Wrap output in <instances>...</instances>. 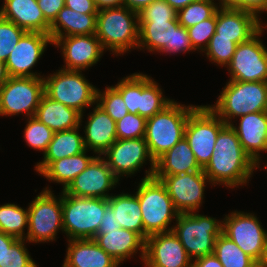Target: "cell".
<instances>
[{
    "instance_id": "obj_28",
    "label": "cell",
    "mask_w": 267,
    "mask_h": 267,
    "mask_svg": "<svg viewBox=\"0 0 267 267\" xmlns=\"http://www.w3.org/2000/svg\"><path fill=\"white\" fill-rule=\"evenodd\" d=\"M76 127L69 130L54 132L43 160L37 162L35 170L39 175L53 162L64 157H70L86 151L83 136Z\"/></svg>"
},
{
    "instance_id": "obj_31",
    "label": "cell",
    "mask_w": 267,
    "mask_h": 267,
    "mask_svg": "<svg viewBox=\"0 0 267 267\" xmlns=\"http://www.w3.org/2000/svg\"><path fill=\"white\" fill-rule=\"evenodd\" d=\"M108 198V207L114 212L121 228L138 233L144 239L142 212L135 194L121 193Z\"/></svg>"
},
{
    "instance_id": "obj_40",
    "label": "cell",
    "mask_w": 267,
    "mask_h": 267,
    "mask_svg": "<svg viewBox=\"0 0 267 267\" xmlns=\"http://www.w3.org/2000/svg\"><path fill=\"white\" fill-rule=\"evenodd\" d=\"M237 44L231 39L211 38L204 53L212 63L226 67L232 60Z\"/></svg>"
},
{
    "instance_id": "obj_3",
    "label": "cell",
    "mask_w": 267,
    "mask_h": 267,
    "mask_svg": "<svg viewBox=\"0 0 267 267\" xmlns=\"http://www.w3.org/2000/svg\"><path fill=\"white\" fill-rule=\"evenodd\" d=\"M225 124L256 112H267V82L229 80L213 105H207Z\"/></svg>"
},
{
    "instance_id": "obj_25",
    "label": "cell",
    "mask_w": 267,
    "mask_h": 267,
    "mask_svg": "<svg viewBox=\"0 0 267 267\" xmlns=\"http://www.w3.org/2000/svg\"><path fill=\"white\" fill-rule=\"evenodd\" d=\"M68 247L62 267H119L93 239L67 240Z\"/></svg>"
},
{
    "instance_id": "obj_47",
    "label": "cell",
    "mask_w": 267,
    "mask_h": 267,
    "mask_svg": "<svg viewBox=\"0 0 267 267\" xmlns=\"http://www.w3.org/2000/svg\"><path fill=\"white\" fill-rule=\"evenodd\" d=\"M45 19L51 24L59 11L65 6V0H37Z\"/></svg>"
},
{
    "instance_id": "obj_44",
    "label": "cell",
    "mask_w": 267,
    "mask_h": 267,
    "mask_svg": "<svg viewBox=\"0 0 267 267\" xmlns=\"http://www.w3.org/2000/svg\"><path fill=\"white\" fill-rule=\"evenodd\" d=\"M26 241V239H17L5 251L3 267H38L26 248Z\"/></svg>"
},
{
    "instance_id": "obj_41",
    "label": "cell",
    "mask_w": 267,
    "mask_h": 267,
    "mask_svg": "<svg viewBox=\"0 0 267 267\" xmlns=\"http://www.w3.org/2000/svg\"><path fill=\"white\" fill-rule=\"evenodd\" d=\"M147 119L139 114L128 113L116 122L117 139L144 138Z\"/></svg>"
},
{
    "instance_id": "obj_53",
    "label": "cell",
    "mask_w": 267,
    "mask_h": 267,
    "mask_svg": "<svg viewBox=\"0 0 267 267\" xmlns=\"http://www.w3.org/2000/svg\"><path fill=\"white\" fill-rule=\"evenodd\" d=\"M158 0H123V6L139 13L143 8Z\"/></svg>"
},
{
    "instance_id": "obj_54",
    "label": "cell",
    "mask_w": 267,
    "mask_h": 267,
    "mask_svg": "<svg viewBox=\"0 0 267 267\" xmlns=\"http://www.w3.org/2000/svg\"><path fill=\"white\" fill-rule=\"evenodd\" d=\"M98 10L123 6V0H94Z\"/></svg>"
},
{
    "instance_id": "obj_16",
    "label": "cell",
    "mask_w": 267,
    "mask_h": 267,
    "mask_svg": "<svg viewBox=\"0 0 267 267\" xmlns=\"http://www.w3.org/2000/svg\"><path fill=\"white\" fill-rule=\"evenodd\" d=\"M119 179L108 166L105 158L96 156L69 186L64 190L68 195L76 197H92L108 199V193L119 184Z\"/></svg>"
},
{
    "instance_id": "obj_45",
    "label": "cell",
    "mask_w": 267,
    "mask_h": 267,
    "mask_svg": "<svg viewBox=\"0 0 267 267\" xmlns=\"http://www.w3.org/2000/svg\"><path fill=\"white\" fill-rule=\"evenodd\" d=\"M177 11L165 0H158L138 13L139 21H178Z\"/></svg>"
},
{
    "instance_id": "obj_22",
    "label": "cell",
    "mask_w": 267,
    "mask_h": 267,
    "mask_svg": "<svg viewBox=\"0 0 267 267\" xmlns=\"http://www.w3.org/2000/svg\"><path fill=\"white\" fill-rule=\"evenodd\" d=\"M93 240L119 264L135 255L138 250L143 261L145 240L136 232L124 228L98 231Z\"/></svg>"
},
{
    "instance_id": "obj_59",
    "label": "cell",
    "mask_w": 267,
    "mask_h": 267,
    "mask_svg": "<svg viewBox=\"0 0 267 267\" xmlns=\"http://www.w3.org/2000/svg\"><path fill=\"white\" fill-rule=\"evenodd\" d=\"M262 167H265L264 169H266V171H267V163L265 164V166H262Z\"/></svg>"
},
{
    "instance_id": "obj_7",
    "label": "cell",
    "mask_w": 267,
    "mask_h": 267,
    "mask_svg": "<svg viewBox=\"0 0 267 267\" xmlns=\"http://www.w3.org/2000/svg\"><path fill=\"white\" fill-rule=\"evenodd\" d=\"M173 233L192 261L214 253L216 238L222 233L223 221L200 215L197 211L179 213Z\"/></svg>"
},
{
    "instance_id": "obj_48",
    "label": "cell",
    "mask_w": 267,
    "mask_h": 267,
    "mask_svg": "<svg viewBox=\"0 0 267 267\" xmlns=\"http://www.w3.org/2000/svg\"><path fill=\"white\" fill-rule=\"evenodd\" d=\"M65 6L82 14H97L94 0H65Z\"/></svg>"
},
{
    "instance_id": "obj_39",
    "label": "cell",
    "mask_w": 267,
    "mask_h": 267,
    "mask_svg": "<svg viewBox=\"0 0 267 267\" xmlns=\"http://www.w3.org/2000/svg\"><path fill=\"white\" fill-rule=\"evenodd\" d=\"M54 132L36 119L34 116L27 118V124L24 129V139L27 145L34 150H47L49 143L52 140Z\"/></svg>"
},
{
    "instance_id": "obj_33",
    "label": "cell",
    "mask_w": 267,
    "mask_h": 267,
    "mask_svg": "<svg viewBox=\"0 0 267 267\" xmlns=\"http://www.w3.org/2000/svg\"><path fill=\"white\" fill-rule=\"evenodd\" d=\"M172 101L163 95L162 89L152 77L141 73L140 116L146 119L153 117Z\"/></svg>"
},
{
    "instance_id": "obj_15",
    "label": "cell",
    "mask_w": 267,
    "mask_h": 267,
    "mask_svg": "<svg viewBox=\"0 0 267 267\" xmlns=\"http://www.w3.org/2000/svg\"><path fill=\"white\" fill-rule=\"evenodd\" d=\"M153 177L165 186L179 213L198 211L203 203L206 183H211L203 169L185 174L153 175Z\"/></svg>"
},
{
    "instance_id": "obj_57",
    "label": "cell",
    "mask_w": 267,
    "mask_h": 267,
    "mask_svg": "<svg viewBox=\"0 0 267 267\" xmlns=\"http://www.w3.org/2000/svg\"><path fill=\"white\" fill-rule=\"evenodd\" d=\"M9 75L6 69V64L3 61H0V88L8 80Z\"/></svg>"
},
{
    "instance_id": "obj_49",
    "label": "cell",
    "mask_w": 267,
    "mask_h": 267,
    "mask_svg": "<svg viewBox=\"0 0 267 267\" xmlns=\"http://www.w3.org/2000/svg\"><path fill=\"white\" fill-rule=\"evenodd\" d=\"M240 9L254 14L260 21L259 14L266 12V0H240Z\"/></svg>"
},
{
    "instance_id": "obj_14",
    "label": "cell",
    "mask_w": 267,
    "mask_h": 267,
    "mask_svg": "<svg viewBox=\"0 0 267 267\" xmlns=\"http://www.w3.org/2000/svg\"><path fill=\"white\" fill-rule=\"evenodd\" d=\"M222 233L258 262L267 241V230L253 213L232 211L225 215Z\"/></svg>"
},
{
    "instance_id": "obj_17",
    "label": "cell",
    "mask_w": 267,
    "mask_h": 267,
    "mask_svg": "<svg viewBox=\"0 0 267 267\" xmlns=\"http://www.w3.org/2000/svg\"><path fill=\"white\" fill-rule=\"evenodd\" d=\"M48 44L53 45L49 34L26 31L5 62L9 77H43L31 69L42 57Z\"/></svg>"
},
{
    "instance_id": "obj_5",
    "label": "cell",
    "mask_w": 267,
    "mask_h": 267,
    "mask_svg": "<svg viewBox=\"0 0 267 267\" xmlns=\"http://www.w3.org/2000/svg\"><path fill=\"white\" fill-rule=\"evenodd\" d=\"M135 195L142 212L144 240L157 233L172 231V220L177 219L179 212L160 180L154 177L142 178Z\"/></svg>"
},
{
    "instance_id": "obj_23",
    "label": "cell",
    "mask_w": 267,
    "mask_h": 267,
    "mask_svg": "<svg viewBox=\"0 0 267 267\" xmlns=\"http://www.w3.org/2000/svg\"><path fill=\"white\" fill-rule=\"evenodd\" d=\"M88 115L84 126V144L86 150L101 156L117 140L116 122L97 104Z\"/></svg>"
},
{
    "instance_id": "obj_46",
    "label": "cell",
    "mask_w": 267,
    "mask_h": 267,
    "mask_svg": "<svg viewBox=\"0 0 267 267\" xmlns=\"http://www.w3.org/2000/svg\"><path fill=\"white\" fill-rule=\"evenodd\" d=\"M189 51H195L191 46L188 30L179 25L174 31L173 38V54L175 53H186Z\"/></svg>"
},
{
    "instance_id": "obj_18",
    "label": "cell",
    "mask_w": 267,
    "mask_h": 267,
    "mask_svg": "<svg viewBox=\"0 0 267 267\" xmlns=\"http://www.w3.org/2000/svg\"><path fill=\"white\" fill-rule=\"evenodd\" d=\"M145 267H192V260L173 231L157 233L145 240Z\"/></svg>"
},
{
    "instance_id": "obj_13",
    "label": "cell",
    "mask_w": 267,
    "mask_h": 267,
    "mask_svg": "<svg viewBox=\"0 0 267 267\" xmlns=\"http://www.w3.org/2000/svg\"><path fill=\"white\" fill-rule=\"evenodd\" d=\"M102 155L119 180L120 177L136 174L147 160L150 161L151 167L145 171L143 179L153 177L155 161L149 152L145 138L117 139Z\"/></svg>"
},
{
    "instance_id": "obj_8",
    "label": "cell",
    "mask_w": 267,
    "mask_h": 267,
    "mask_svg": "<svg viewBox=\"0 0 267 267\" xmlns=\"http://www.w3.org/2000/svg\"><path fill=\"white\" fill-rule=\"evenodd\" d=\"M44 94L50 99L74 108L84 115L85 108L96 104L97 88L83 76L82 71L60 69L43 77Z\"/></svg>"
},
{
    "instance_id": "obj_55",
    "label": "cell",
    "mask_w": 267,
    "mask_h": 267,
    "mask_svg": "<svg viewBox=\"0 0 267 267\" xmlns=\"http://www.w3.org/2000/svg\"><path fill=\"white\" fill-rule=\"evenodd\" d=\"M176 11L185 8L187 5L197 0H165Z\"/></svg>"
},
{
    "instance_id": "obj_36",
    "label": "cell",
    "mask_w": 267,
    "mask_h": 267,
    "mask_svg": "<svg viewBox=\"0 0 267 267\" xmlns=\"http://www.w3.org/2000/svg\"><path fill=\"white\" fill-rule=\"evenodd\" d=\"M218 6L214 0H197L177 11L178 23L186 29L211 18Z\"/></svg>"
},
{
    "instance_id": "obj_9",
    "label": "cell",
    "mask_w": 267,
    "mask_h": 267,
    "mask_svg": "<svg viewBox=\"0 0 267 267\" xmlns=\"http://www.w3.org/2000/svg\"><path fill=\"white\" fill-rule=\"evenodd\" d=\"M49 187L44 188L28 206L29 243L54 241L57 233L63 230L62 192L56 197Z\"/></svg>"
},
{
    "instance_id": "obj_58",
    "label": "cell",
    "mask_w": 267,
    "mask_h": 267,
    "mask_svg": "<svg viewBox=\"0 0 267 267\" xmlns=\"http://www.w3.org/2000/svg\"><path fill=\"white\" fill-rule=\"evenodd\" d=\"M257 267H267V241L263 249L262 256L257 262Z\"/></svg>"
},
{
    "instance_id": "obj_19",
    "label": "cell",
    "mask_w": 267,
    "mask_h": 267,
    "mask_svg": "<svg viewBox=\"0 0 267 267\" xmlns=\"http://www.w3.org/2000/svg\"><path fill=\"white\" fill-rule=\"evenodd\" d=\"M53 44L62 51L65 64L61 69L69 71H84L92 67L104 52L95 34L60 37Z\"/></svg>"
},
{
    "instance_id": "obj_21",
    "label": "cell",
    "mask_w": 267,
    "mask_h": 267,
    "mask_svg": "<svg viewBox=\"0 0 267 267\" xmlns=\"http://www.w3.org/2000/svg\"><path fill=\"white\" fill-rule=\"evenodd\" d=\"M239 126L231 124L244 151L261 168V155L267 152V112H256L239 117Z\"/></svg>"
},
{
    "instance_id": "obj_56",
    "label": "cell",
    "mask_w": 267,
    "mask_h": 267,
    "mask_svg": "<svg viewBox=\"0 0 267 267\" xmlns=\"http://www.w3.org/2000/svg\"><path fill=\"white\" fill-rule=\"evenodd\" d=\"M217 3L218 8H233L240 9V0H218Z\"/></svg>"
},
{
    "instance_id": "obj_1",
    "label": "cell",
    "mask_w": 267,
    "mask_h": 267,
    "mask_svg": "<svg viewBox=\"0 0 267 267\" xmlns=\"http://www.w3.org/2000/svg\"><path fill=\"white\" fill-rule=\"evenodd\" d=\"M257 164L244 151L235 130L225 125L219 132L212 156L203 168L211 185L229 188L247 185Z\"/></svg>"
},
{
    "instance_id": "obj_6",
    "label": "cell",
    "mask_w": 267,
    "mask_h": 267,
    "mask_svg": "<svg viewBox=\"0 0 267 267\" xmlns=\"http://www.w3.org/2000/svg\"><path fill=\"white\" fill-rule=\"evenodd\" d=\"M107 207L108 199L76 197L62 191L63 230L67 240L93 239Z\"/></svg>"
},
{
    "instance_id": "obj_35",
    "label": "cell",
    "mask_w": 267,
    "mask_h": 267,
    "mask_svg": "<svg viewBox=\"0 0 267 267\" xmlns=\"http://www.w3.org/2000/svg\"><path fill=\"white\" fill-rule=\"evenodd\" d=\"M28 231V208L14 203L0 205V231L18 239H26Z\"/></svg>"
},
{
    "instance_id": "obj_37",
    "label": "cell",
    "mask_w": 267,
    "mask_h": 267,
    "mask_svg": "<svg viewBox=\"0 0 267 267\" xmlns=\"http://www.w3.org/2000/svg\"><path fill=\"white\" fill-rule=\"evenodd\" d=\"M113 87L121 94L128 112L140 115L141 73H133L123 77Z\"/></svg>"
},
{
    "instance_id": "obj_32",
    "label": "cell",
    "mask_w": 267,
    "mask_h": 267,
    "mask_svg": "<svg viewBox=\"0 0 267 267\" xmlns=\"http://www.w3.org/2000/svg\"><path fill=\"white\" fill-rule=\"evenodd\" d=\"M87 151L53 161L40 175H43L48 181L62 184V191H64L96 157V155L87 156Z\"/></svg>"
},
{
    "instance_id": "obj_43",
    "label": "cell",
    "mask_w": 267,
    "mask_h": 267,
    "mask_svg": "<svg viewBox=\"0 0 267 267\" xmlns=\"http://www.w3.org/2000/svg\"><path fill=\"white\" fill-rule=\"evenodd\" d=\"M216 13L209 19L201 21L196 25L187 28L191 46L195 51H202L207 48L211 37L215 33Z\"/></svg>"
},
{
    "instance_id": "obj_42",
    "label": "cell",
    "mask_w": 267,
    "mask_h": 267,
    "mask_svg": "<svg viewBox=\"0 0 267 267\" xmlns=\"http://www.w3.org/2000/svg\"><path fill=\"white\" fill-rule=\"evenodd\" d=\"M26 31L0 16V61L6 62L21 36Z\"/></svg>"
},
{
    "instance_id": "obj_34",
    "label": "cell",
    "mask_w": 267,
    "mask_h": 267,
    "mask_svg": "<svg viewBox=\"0 0 267 267\" xmlns=\"http://www.w3.org/2000/svg\"><path fill=\"white\" fill-rule=\"evenodd\" d=\"M214 254L223 267H257V262L223 233L216 238Z\"/></svg>"
},
{
    "instance_id": "obj_10",
    "label": "cell",
    "mask_w": 267,
    "mask_h": 267,
    "mask_svg": "<svg viewBox=\"0 0 267 267\" xmlns=\"http://www.w3.org/2000/svg\"><path fill=\"white\" fill-rule=\"evenodd\" d=\"M43 95V77H9L0 88V116L32 117Z\"/></svg>"
},
{
    "instance_id": "obj_51",
    "label": "cell",
    "mask_w": 267,
    "mask_h": 267,
    "mask_svg": "<svg viewBox=\"0 0 267 267\" xmlns=\"http://www.w3.org/2000/svg\"><path fill=\"white\" fill-rule=\"evenodd\" d=\"M192 267H223V265L213 253L194 260Z\"/></svg>"
},
{
    "instance_id": "obj_24",
    "label": "cell",
    "mask_w": 267,
    "mask_h": 267,
    "mask_svg": "<svg viewBox=\"0 0 267 267\" xmlns=\"http://www.w3.org/2000/svg\"><path fill=\"white\" fill-rule=\"evenodd\" d=\"M0 16L28 32L49 34L50 23L45 19L37 0H4Z\"/></svg>"
},
{
    "instance_id": "obj_26",
    "label": "cell",
    "mask_w": 267,
    "mask_h": 267,
    "mask_svg": "<svg viewBox=\"0 0 267 267\" xmlns=\"http://www.w3.org/2000/svg\"><path fill=\"white\" fill-rule=\"evenodd\" d=\"M34 117L53 132L81 127L83 115L74 108L56 102L45 94L36 109Z\"/></svg>"
},
{
    "instance_id": "obj_50",
    "label": "cell",
    "mask_w": 267,
    "mask_h": 267,
    "mask_svg": "<svg viewBox=\"0 0 267 267\" xmlns=\"http://www.w3.org/2000/svg\"><path fill=\"white\" fill-rule=\"evenodd\" d=\"M116 229H121L119 223L116 222L114 218V212L107 207L104 216L102 217L98 231H112Z\"/></svg>"
},
{
    "instance_id": "obj_2",
    "label": "cell",
    "mask_w": 267,
    "mask_h": 267,
    "mask_svg": "<svg viewBox=\"0 0 267 267\" xmlns=\"http://www.w3.org/2000/svg\"><path fill=\"white\" fill-rule=\"evenodd\" d=\"M95 35L116 56L138 48V13L125 6L98 10Z\"/></svg>"
},
{
    "instance_id": "obj_4",
    "label": "cell",
    "mask_w": 267,
    "mask_h": 267,
    "mask_svg": "<svg viewBox=\"0 0 267 267\" xmlns=\"http://www.w3.org/2000/svg\"><path fill=\"white\" fill-rule=\"evenodd\" d=\"M197 107L173 100L161 112L147 118L144 138L154 161L185 137L186 122Z\"/></svg>"
},
{
    "instance_id": "obj_29",
    "label": "cell",
    "mask_w": 267,
    "mask_h": 267,
    "mask_svg": "<svg viewBox=\"0 0 267 267\" xmlns=\"http://www.w3.org/2000/svg\"><path fill=\"white\" fill-rule=\"evenodd\" d=\"M97 14H82L64 6L50 24L49 35L54 42L60 37L96 34Z\"/></svg>"
},
{
    "instance_id": "obj_52",
    "label": "cell",
    "mask_w": 267,
    "mask_h": 267,
    "mask_svg": "<svg viewBox=\"0 0 267 267\" xmlns=\"http://www.w3.org/2000/svg\"><path fill=\"white\" fill-rule=\"evenodd\" d=\"M18 238L5 234L0 231V267H3V256L5 251L17 240Z\"/></svg>"
},
{
    "instance_id": "obj_12",
    "label": "cell",
    "mask_w": 267,
    "mask_h": 267,
    "mask_svg": "<svg viewBox=\"0 0 267 267\" xmlns=\"http://www.w3.org/2000/svg\"><path fill=\"white\" fill-rule=\"evenodd\" d=\"M265 25L248 41L237 45L232 60L227 64L229 80L267 82V48L260 40Z\"/></svg>"
},
{
    "instance_id": "obj_38",
    "label": "cell",
    "mask_w": 267,
    "mask_h": 267,
    "mask_svg": "<svg viewBox=\"0 0 267 267\" xmlns=\"http://www.w3.org/2000/svg\"><path fill=\"white\" fill-rule=\"evenodd\" d=\"M105 91L97 89L96 104L103 109L115 122L122 119L129 112L121 94L112 86H107Z\"/></svg>"
},
{
    "instance_id": "obj_30",
    "label": "cell",
    "mask_w": 267,
    "mask_h": 267,
    "mask_svg": "<svg viewBox=\"0 0 267 267\" xmlns=\"http://www.w3.org/2000/svg\"><path fill=\"white\" fill-rule=\"evenodd\" d=\"M185 137L155 161L153 175H176L201 171Z\"/></svg>"
},
{
    "instance_id": "obj_11",
    "label": "cell",
    "mask_w": 267,
    "mask_h": 267,
    "mask_svg": "<svg viewBox=\"0 0 267 267\" xmlns=\"http://www.w3.org/2000/svg\"><path fill=\"white\" fill-rule=\"evenodd\" d=\"M226 124L207 106H198L188 117L185 139L203 169L209 162L216 138Z\"/></svg>"
},
{
    "instance_id": "obj_27",
    "label": "cell",
    "mask_w": 267,
    "mask_h": 267,
    "mask_svg": "<svg viewBox=\"0 0 267 267\" xmlns=\"http://www.w3.org/2000/svg\"><path fill=\"white\" fill-rule=\"evenodd\" d=\"M179 25L178 21H139L138 49L171 55L174 31Z\"/></svg>"
},
{
    "instance_id": "obj_20",
    "label": "cell",
    "mask_w": 267,
    "mask_h": 267,
    "mask_svg": "<svg viewBox=\"0 0 267 267\" xmlns=\"http://www.w3.org/2000/svg\"><path fill=\"white\" fill-rule=\"evenodd\" d=\"M248 11L233 8H218L216 11V28L211 38L231 39L237 45L248 41L264 25Z\"/></svg>"
}]
</instances>
